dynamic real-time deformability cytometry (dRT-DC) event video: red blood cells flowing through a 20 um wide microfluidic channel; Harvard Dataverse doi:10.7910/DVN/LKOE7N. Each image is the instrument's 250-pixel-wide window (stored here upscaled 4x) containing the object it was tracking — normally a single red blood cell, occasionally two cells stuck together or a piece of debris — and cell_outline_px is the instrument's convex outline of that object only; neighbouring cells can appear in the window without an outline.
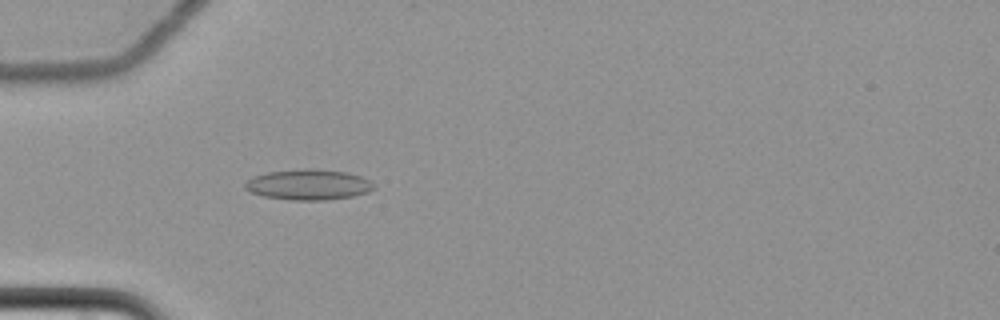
{"species": "common noctule bat (a hibernating species)", "species_latin": "Nyctalus noctula", "temperature_condition": "cold", "stored_images_in_passage": 48, "camera_frame_rate_fps": 3000, "um_per_image_px": 0.085, "animal": {"sex": "female", "body_mass_g": 22.7, "forearm_length_mm": 54.2}, "frame": {"image": 1, "passage_image": 7, "time_ms": 2.0, "image_size_px": [1000, 320], "cell_outline_px": [[376, 188], [368, 192], [352, 196], [324, 200], [292, 200], [264, 196], [252, 192], [244, 188], [244, 184], [252, 176], [268, 172], [304, 168], [316, 168], [348, 172], [360, 176], [368, 180]], "centroid_in_image_um": [26.21, 15.68], "position_along_channel_um": 58.8, "area_um2": 22.95}}
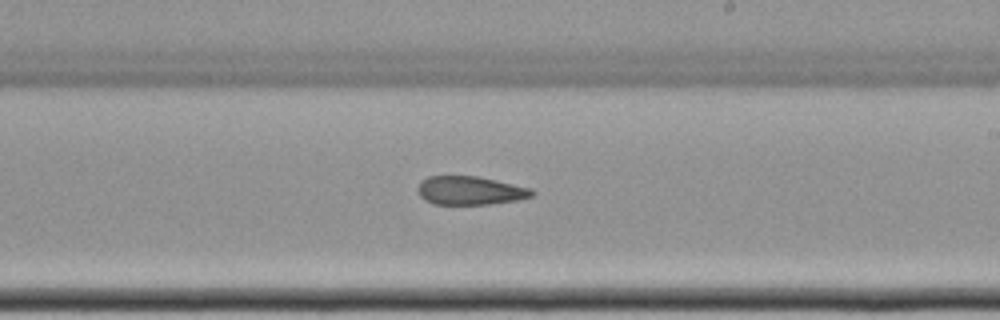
{"frame": {"image": 2, "passage_image": 24, "time_ms": 7.667, "image_size_px": [1000, 320], "cell_outline_px": [[536, 192], [532, 196], [516, 200], [488, 204], [436, 204], [424, 200], [420, 196], [416, 188], [428, 176], [476, 176], [496, 180], [532, 188]], "centroid_in_image_um": [39.97, 16.19], "position_along_channel_um": 249.0, "area_um2": 18.9}}
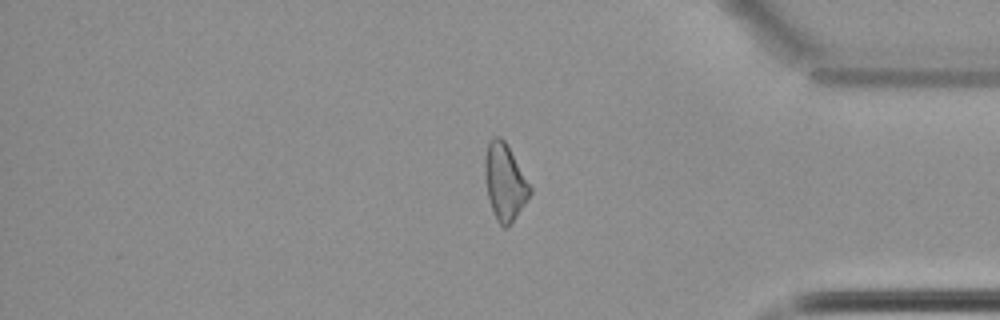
{"frame": {"image": 3, "passage_image": 38, "time_ms": 12.333, "image_size_px": [1000, 320], "cell_outline_px": [[532, 192], [508, 228], [504, 228], [496, 220], [488, 196], [484, 176], [484, 156], [488, 144], [492, 136], [500, 136], [504, 140], [532, 188]], "centroid_in_image_um": [42.88, 15.46], "position_along_channel_um": 392.3, "area_um2": 19.94}, "authors_computed_cell_mechanics": {"area_um2": 20.1722, "velocity_mm_per_s": 3.4955, "shape_relaxation_time_tau1_ms": null, "shape_relaxation_time_tau2_ms": 10.5119, "deformation_change_tau1": null, "deformation_change_tau2": 0.2191}}